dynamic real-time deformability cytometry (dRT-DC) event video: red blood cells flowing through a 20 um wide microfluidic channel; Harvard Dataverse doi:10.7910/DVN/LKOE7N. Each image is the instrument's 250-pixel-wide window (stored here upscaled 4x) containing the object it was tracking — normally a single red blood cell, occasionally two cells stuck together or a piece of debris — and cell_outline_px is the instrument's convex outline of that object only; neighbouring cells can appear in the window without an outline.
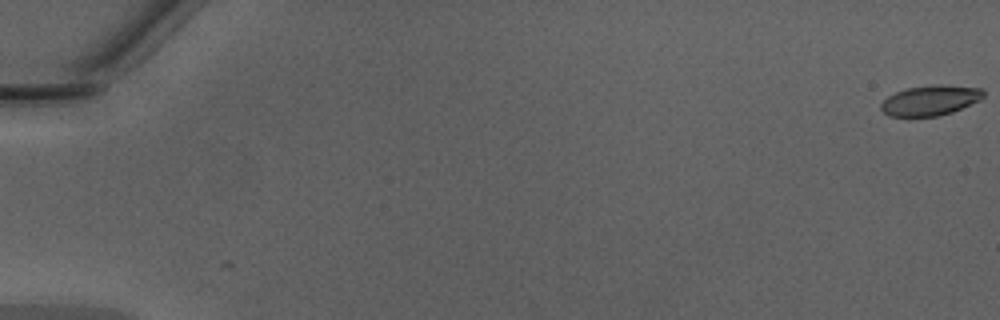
{"species": "Egyptian fruit bat (a non-hibernating species)", "species_latin": "Rousettus aegyptiacus", "temperature_condition": "warm", "stored_images_in_passage": 49, "camera_frame_rate_fps": 3000, "um_per_image_px": 0.085, "animal": {"sex": "male"}, "frame": {"image": 1, "passage_image": 1, "time_ms": 0.0, "image_size_px": [1000, 320], "cell_outline_px": [[984, 96], [980, 100], [952, 112], [936, 116], [888, 116], [880, 108], [880, 104], [888, 96], [896, 92], [908, 88], [936, 84], [984, 88]], "centroid_in_image_um": [79.09, 8.52], "position_along_channel_um": 5.9, "area_um2": 17.92}}
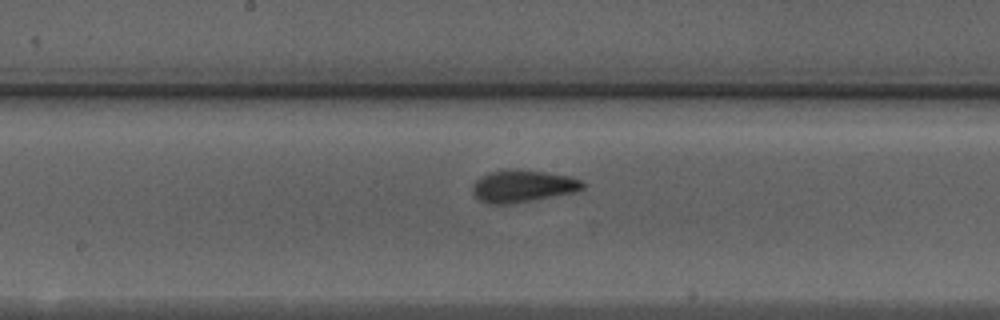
{"frame": {"image": 2, "passage_image": 28, "time_ms": 9.0, "image_size_px": [1000, 320], "cell_outline_px": [[588, 184], [584, 188], [576, 192], [512, 204], [488, 204], [476, 200], [472, 192], [472, 184], [480, 176], [488, 172], [504, 168], [520, 168], [572, 176], [584, 180]], "centroid_in_image_um": [44.44, 15.8], "position_along_channel_um": 203.8, "area_um2": 21.62}}
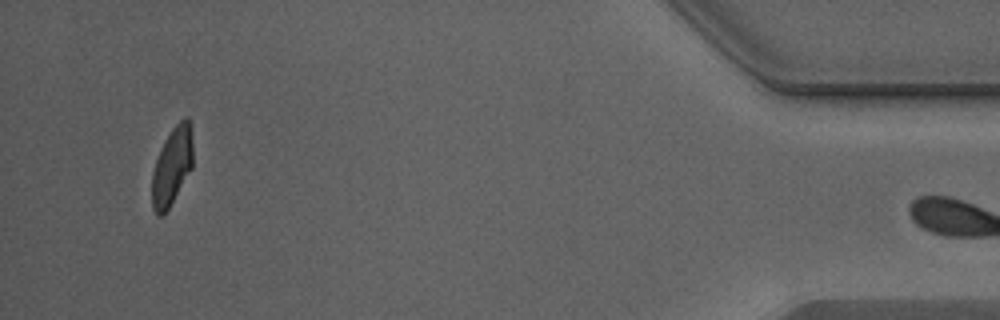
{"frame": {"image": 3, "passage_image": 48, "time_ms": 15.667, "image_size_px": [1000, 320], "cell_outline_px": [[192, 168], [168, 208], [160, 216], [156, 216], [152, 208], [152, 172], [160, 148], [172, 128], [184, 116], [188, 116], [192, 140]], "centroid_in_image_um": [14.61, 14.12], "position_along_channel_um": 420.6, "area_um2": 18.38}, "authors_computed_cell_mechanics": {"area_um2": 19.7676, "velocity_mm_per_s": 4.3084, "shape_relaxation_time_tau1_ms": 3.9121, "shape_relaxation_time_tau2_ms": 0.8214, "deformation_change_tau1": 0.1409, "deformation_change_tau2": 0.0577}}